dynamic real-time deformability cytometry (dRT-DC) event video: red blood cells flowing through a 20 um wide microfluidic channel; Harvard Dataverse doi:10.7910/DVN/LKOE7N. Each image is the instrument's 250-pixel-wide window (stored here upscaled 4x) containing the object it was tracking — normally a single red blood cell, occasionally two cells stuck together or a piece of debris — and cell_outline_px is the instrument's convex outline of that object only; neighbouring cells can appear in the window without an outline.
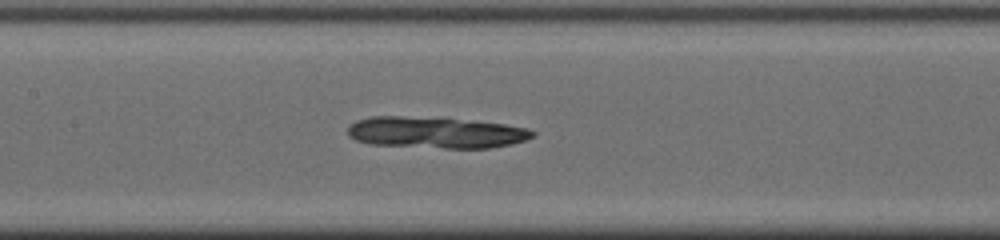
{"species": "common noctule bat (a hibernating species)", "species_latin": "Nyctalus noctula", "temperature_condition": "cold", "stored_images_in_passage": 43, "camera_frame_rate_fps": 3000, "um_per_image_px": 0.085, "animal": {"sex": "male", "body_mass_g": 19.0, "forearm_length_mm": 50.8}, "frame": {"image": 1, "passage_image": 22, "time_ms": 7.0, "image_size_px": [1000, 240], "cell_outline_px": [[536, 136], [524, 140], [492, 148], [444, 148], [376, 144], [356, 140], [348, 136], [348, 128], [356, 120], [372, 116], [400, 116], [456, 120], [504, 124], [528, 128], [536, 132]], "centroid_in_image_um": [37.05, 11.27], "position_along_channel_um": 170.4, "area_um2": 33.12}}
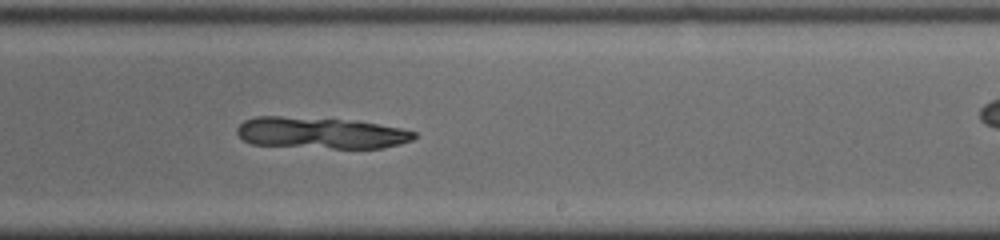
{"frame": {"image": 2, "passage_image": 29, "time_ms": 9.333, "image_size_px": [1000, 240], "cell_outline_px": [[416, 136], [412, 140], [400, 144], [380, 148], [332, 148], [252, 144], [244, 140], [236, 132], [236, 128], [244, 120], [256, 116], [280, 116], [356, 120], [400, 128], [416, 132]], "centroid_in_image_um": [27.26, 11.29], "position_along_channel_um": 261.7, "area_um2": 32.43}}
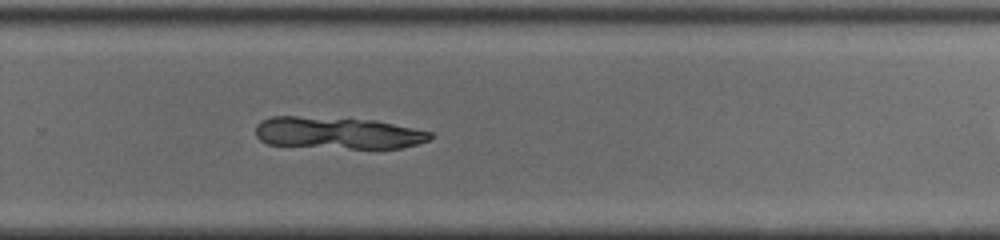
{"frame": {"image": 3, "passage_image": 32, "time_ms": 10.333, "image_size_px": [1000, 240], "cell_outline_px": [[432, 136], [428, 140], [416, 144], [400, 148], [352, 148], [268, 144], [260, 140], [256, 136], [256, 124], [260, 120], [272, 116], [296, 116], [376, 120], [432, 132]], "centroid_in_image_um": [28.68, 11.29], "position_along_channel_um": 301.1, "area_um2": 32.25}}